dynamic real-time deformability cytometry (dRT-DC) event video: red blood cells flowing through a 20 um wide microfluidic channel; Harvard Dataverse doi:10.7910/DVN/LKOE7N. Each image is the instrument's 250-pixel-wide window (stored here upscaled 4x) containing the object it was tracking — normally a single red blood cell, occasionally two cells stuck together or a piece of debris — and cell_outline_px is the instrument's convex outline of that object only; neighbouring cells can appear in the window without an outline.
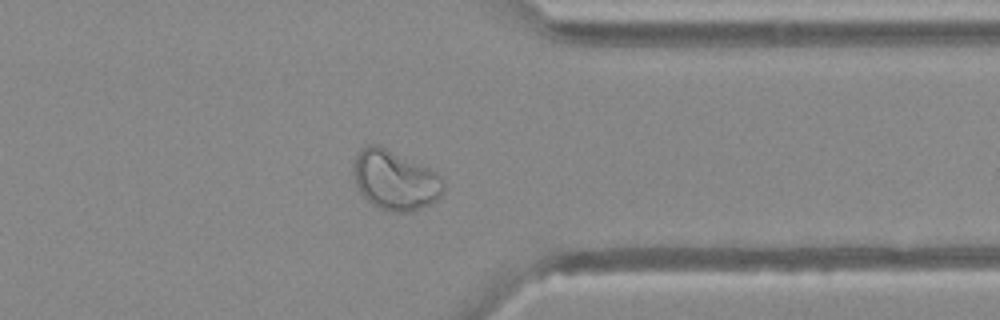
{"species": "Egyptian fruit bat (a non-hibernating species)", "species_latin": "Rousettus aegyptiacus", "temperature_condition": "warm", "stored_images_in_passage": 49, "segment_of_instrument_passage": [1, 2], "camera_frame_rate_fps": 3000, "um_per_image_px": 0.085, "animal": {"sex": "female"}, "frame": {"image": 1, "passage_image": 38, "time_ms": 12.333, "image_size_px": [1000, 320], "cell_outline_px": [[444, 192], [432, 204], [408, 212], [388, 212], [372, 204], [360, 192], [356, 184], [352, 172], [352, 168], [356, 156], [368, 144], [380, 144], [436, 172], [444, 180]], "centroid_in_image_um": [33.58, 15.32], "position_along_channel_um": 377.8, "area_um2": 31.39}}
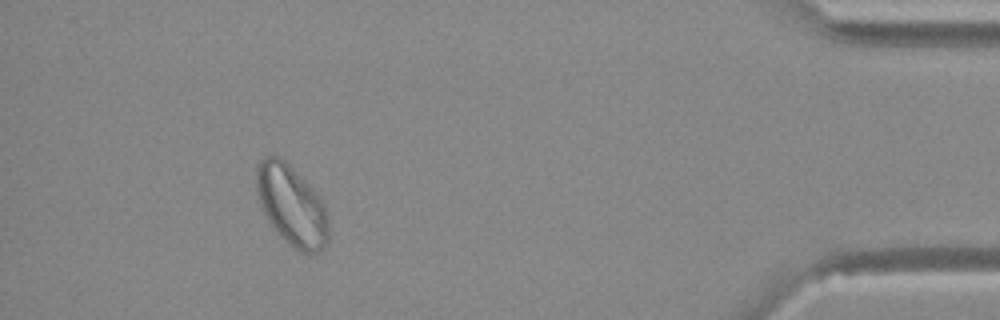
{"frame": {"image": 2, "passage_image": 44, "time_ms": 14.333, "image_size_px": [1000, 320], "cell_outline_px": [[328, 240], [324, 248], [320, 252], [308, 256], [292, 248], [272, 228], [260, 204], [256, 192], [256, 164], [260, 160], [268, 156], [280, 156], [320, 196], [328, 212]], "centroid_in_image_um": [24.8, 17.52], "position_along_channel_um": 410.4, "area_um2": 34.28}}